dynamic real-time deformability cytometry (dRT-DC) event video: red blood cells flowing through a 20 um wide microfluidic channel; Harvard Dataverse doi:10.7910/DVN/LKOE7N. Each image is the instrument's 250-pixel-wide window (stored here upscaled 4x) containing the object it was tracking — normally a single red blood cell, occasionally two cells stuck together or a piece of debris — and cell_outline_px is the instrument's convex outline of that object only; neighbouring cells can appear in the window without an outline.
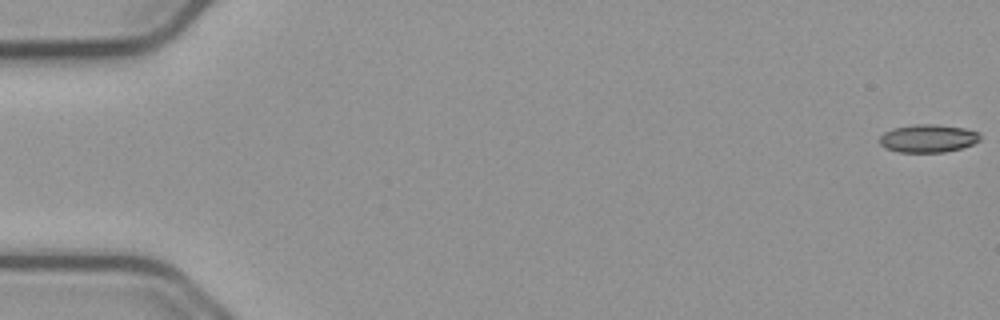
{"species": "common noctule bat (a hibernating species)", "species_latin": "Nyctalus noctula", "temperature_condition": "cold", "stored_images_in_passage": 56, "camera_frame_rate_fps": 3000, "um_per_image_px": 0.085, "animal": {"sex": "male", "body_mass_g": 23.1, "forearm_length_mm": 52.7}, "frame": {"image": 1, "passage_image": 1, "time_ms": 0.0, "image_size_px": [1000, 320], "cell_outline_px": [[980, 140], [972, 144], [960, 148], [944, 152], [900, 152], [884, 148], [880, 144], [880, 136], [884, 132], [892, 128], [916, 124], [936, 124], [964, 128], [980, 132]], "centroid_in_image_um": [78.87, 11.76], "position_along_channel_um": 6.1, "area_um2": 16.42}}
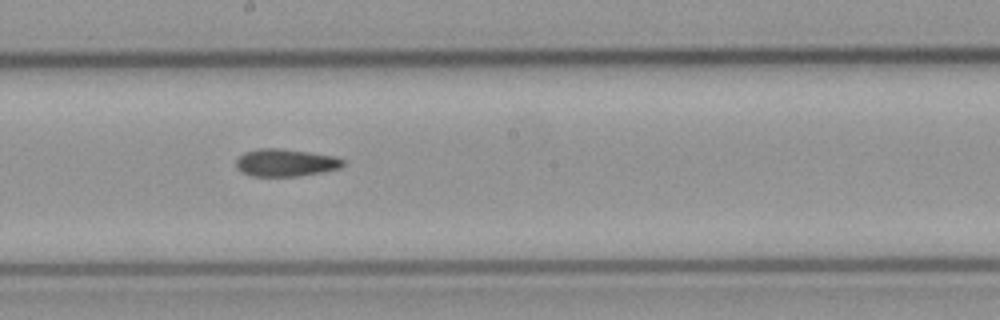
{"frame": {"image": 2, "passage_image": 31, "time_ms": 10.0, "image_size_px": [1000, 320], "cell_outline_px": [[344, 164], [340, 168], [320, 172], [296, 176], [252, 176], [240, 172], [236, 168], [236, 160], [244, 152], [256, 148], [280, 148], [336, 156], [344, 160]], "centroid_in_image_um": [24.23, 13.82], "position_along_channel_um": 224.0, "area_um2": 17.17}}
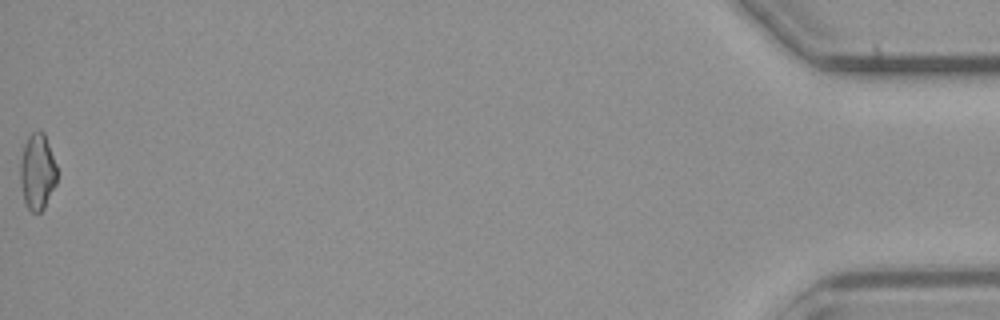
{"frame": {"image": 3, "passage_image": 56, "time_ms": 18.333, "image_size_px": [1000, 320], "cell_outline_px": [[56, 184], [44, 208], [40, 212], [32, 212], [28, 208], [24, 200], [20, 180], [20, 160], [24, 144], [28, 136], [32, 132], [44, 132], [56, 164]], "centroid_in_image_um": [3.17, 14.59], "position_along_channel_um": 432.0, "area_um2": 16.18}, "authors_computed_cell_mechanics": {"area_um2": 16.9065, "velocity_mm_per_s": 3.7535, "shape_relaxation_time_tau1_ms": null, "shape_relaxation_time_tau2_ms": 3.3677, "deformation_change_tau1": null, "deformation_change_tau2": 0.1009}}